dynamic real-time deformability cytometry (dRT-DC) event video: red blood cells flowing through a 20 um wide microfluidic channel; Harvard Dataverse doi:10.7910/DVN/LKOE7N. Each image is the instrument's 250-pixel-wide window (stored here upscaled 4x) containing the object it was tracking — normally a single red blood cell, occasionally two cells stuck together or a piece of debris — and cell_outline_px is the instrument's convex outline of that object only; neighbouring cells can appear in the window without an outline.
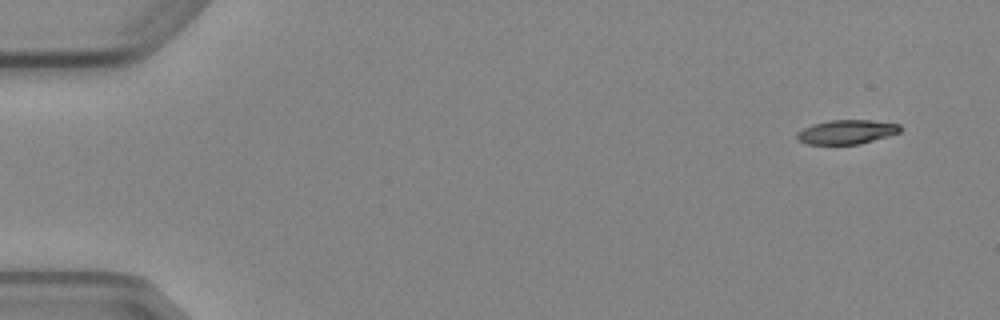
{"species": "Egyptian fruit bat (a non-hibernating species)", "species_latin": "Rousettus aegyptiacus", "temperature_condition": "cold", "stored_images_in_passage": 6, "camera_frame_rate_fps": 3000, "um_per_image_px": 0.085, "animal": {"sex": "female"}, "frame": {"image": 1, "passage_image": 1, "time_ms": 0.0, "image_size_px": [1000, 320], "cell_outline_px": [[900, 132], [888, 136], [860, 144], [808, 144], [800, 140], [796, 136], [796, 132], [812, 124], [828, 120], [872, 120], [900, 124]], "centroid_in_image_um": [71.97, 11.21], "position_along_channel_um": 13.0, "area_um2": 14.51}}
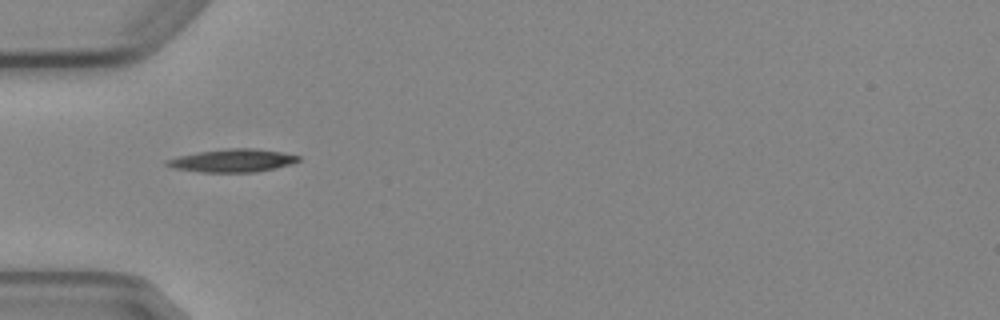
{"frame": {"image": 2, "passage_image": 5, "time_ms": 4.667, "image_size_px": [1000, 320], "cell_outline_px": [[300, 160], [292, 164], [276, 168], [256, 172], [200, 172], [172, 168], [164, 164], [164, 160], [196, 152], [228, 148], [256, 148], [280, 152], [300, 156]], "centroid_in_image_um": [19.75, 13.65], "position_along_channel_um": 65.3, "area_um2": 17.74}}
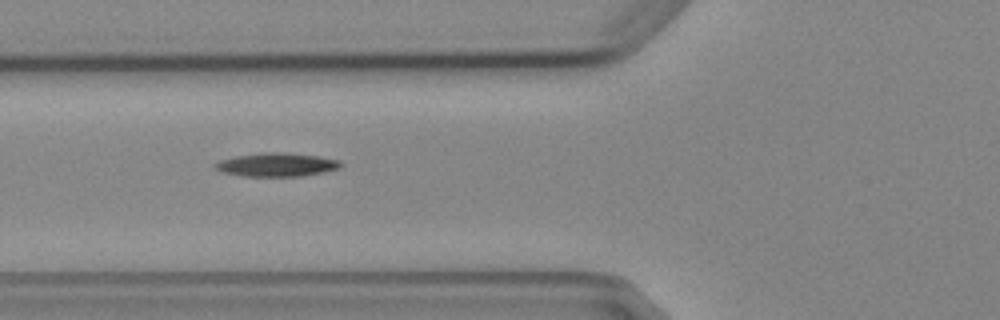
{"frame": {"image": 3, "passage_image": 6, "time_ms": 5.667, "image_size_px": [1000, 320], "cell_outline_px": [[340, 168], [324, 172], [300, 176], [244, 176], [220, 172], [212, 164], [220, 160], [236, 156], [260, 152], [284, 152], [316, 156], [340, 160]], "centroid_in_image_um": [23.47, 13.99], "position_along_channel_um": 102.3, "area_um2": 17.22}}